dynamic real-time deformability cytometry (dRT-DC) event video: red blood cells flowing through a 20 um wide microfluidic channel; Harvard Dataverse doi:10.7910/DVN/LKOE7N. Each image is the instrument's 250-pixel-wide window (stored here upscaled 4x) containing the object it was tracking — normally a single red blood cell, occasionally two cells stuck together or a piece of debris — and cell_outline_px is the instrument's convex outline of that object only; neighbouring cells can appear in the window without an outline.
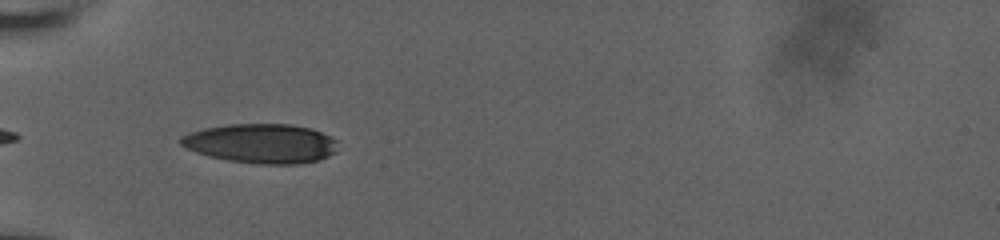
{"species": "human", "species_latin": "Homo sapiens", "temperature_condition": "room temperature", "stored_images_in_passage": 28, "camera_frame_rate_fps": 3000, "um_per_image_px": 0.085, "donor": {"sex": "male"}, "frame": {"image": 1, "passage_image": 1, "time_ms": 0.0, "image_size_px": [1000, 240], "cell_outline_px": [[336, 152], [320, 160], [300, 164], [260, 164], [228, 160], [208, 156], [196, 152], [180, 144], [180, 136], [188, 132], [204, 128], [228, 124], [292, 124], [312, 128], [332, 136], [336, 140]], "centroid_in_image_um": [22.22, 12.19], "position_along_channel_um": 62.8, "area_um2": 36.36}}
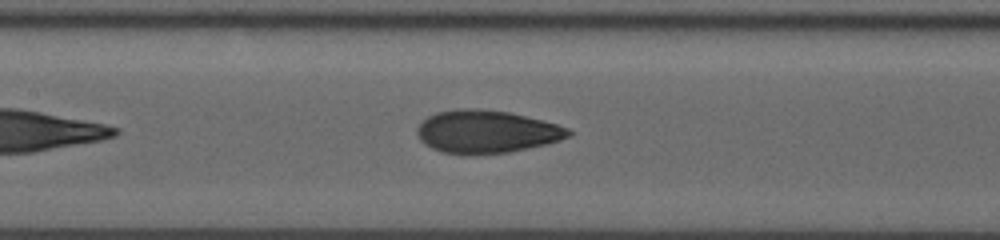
{"frame": {"image": 2, "passage_image": 9, "time_ms": 2.667, "image_size_px": [1000, 240], "cell_outline_px": [[572, 136], [548, 144], [508, 152], [476, 156], [444, 152], [432, 148], [424, 144], [420, 140], [416, 132], [416, 128], [428, 116], [436, 112], [460, 108], [472, 108], [508, 112], [556, 124], [568, 128], [572, 132]], "centroid_in_image_um": [41.34, 11.21], "position_along_channel_um": 166.1, "area_um2": 37.92}}
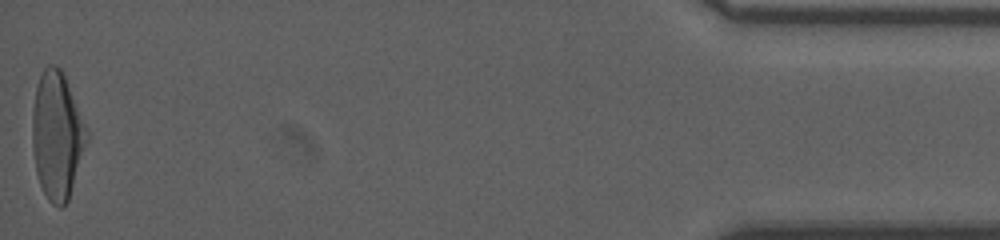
{"frame": {"image": 3, "passage_image": 28, "time_ms": 9.0, "image_size_px": [1000, 240], "cell_outline_px": [[88, 140], [68, 200], [60, 208], [52, 204], [48, 200], [40, 184], [36, 172], [32, 148], [32, 112], [36, 88], [40, 76], [44, 68], [48, 64], [56, 64], [60, 68], [64, 76], [88, 132]], "centroid_in_image_um": [4.83, 11.53], "position_along_channel_um": 430.4, "area_um2": 40.0}, "authors_computed_cell_mechanics": {"area_um2": 37.4255, "velocity_mm_per_s": 3.7532, "shape_relaxation_time_tau1_ms": 3.8547, "shape_relaxation_time_tau2_ms": 1.0622, "deformation_change_tau1": 0.1848, "deformation_change_tau2": 0.0732}}